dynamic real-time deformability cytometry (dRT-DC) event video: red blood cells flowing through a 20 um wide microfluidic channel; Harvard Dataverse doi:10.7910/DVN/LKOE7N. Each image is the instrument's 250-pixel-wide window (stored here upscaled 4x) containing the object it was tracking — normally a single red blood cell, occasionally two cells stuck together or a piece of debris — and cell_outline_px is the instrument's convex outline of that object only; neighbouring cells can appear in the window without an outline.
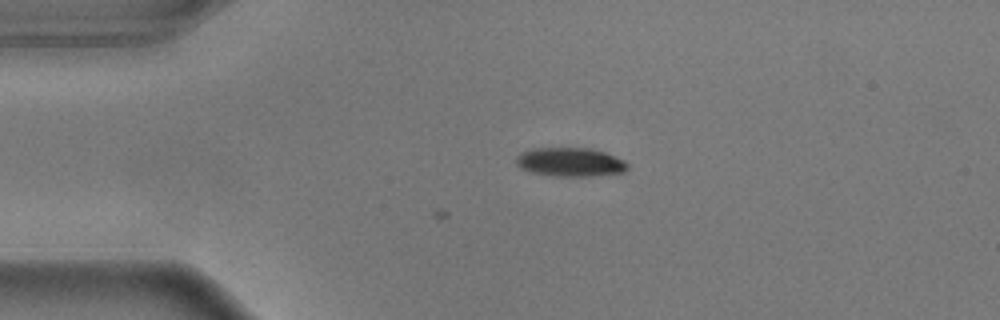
{"species": "common noctule bat (a hibernating species)", "species_latin": "Nyctalus noctula", "temperature_condition": "warm", "stored_images_in_passage": 2, "camera_frame_rate_fps": 3000, "um_per_image_px": 0.085, "animal": {"sex": "male", "body_mass_g": 17.9}, "frame": {"image": 1, "passage_image": 2, "time_ms": 0.333, "image_size_px": [1000, 320], "cell_outline_px": [[628, 168], [624, 172], [592, 176], [552, 176], [532, 172], [520, 168], [516, 164], [516, 156], [524, 152], [536, 148], [588, 148], [604, 152], [624, 160], [628, 164]], "centroid_in_image_um": [48.48, 13.78], "position_along_channel_um": 36.5, "area_um2": 18.61}}